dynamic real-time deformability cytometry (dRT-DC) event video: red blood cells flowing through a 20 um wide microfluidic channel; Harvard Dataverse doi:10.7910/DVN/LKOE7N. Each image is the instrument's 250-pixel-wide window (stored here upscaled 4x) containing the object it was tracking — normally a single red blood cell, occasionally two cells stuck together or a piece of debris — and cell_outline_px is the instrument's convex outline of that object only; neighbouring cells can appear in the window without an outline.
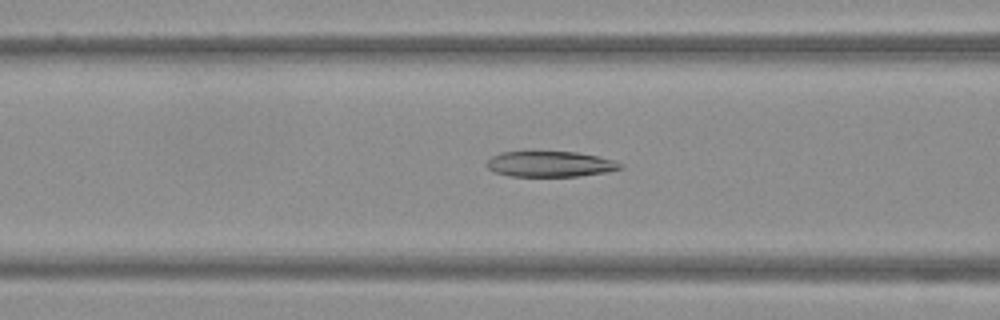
{"species": "Egyptian fruit bat (a non-hibernating species)", "species_latin": "Rousettus aegyptiacus", "temperature_condition": "warm", "stored_images_in_passage": 39, "camera_frame_rate_fps": 3000, "um_per_image_px": 0.085, "frame": {"image": 1, "passage_image": 9, "time_ms": 2.667, "image_size_px": [1000, 320], "cell_outline_px": [[624, 168], [604, 172], [580, 176], [512, 176], [492, 172], [484, 164], [492, 156], [500, 152], [532, 148], [576, 152], [616, 160], [624, 164]], "centroid_in_image_um": [46.7, 13.89], "position_along_channel_um": 119.9, "area_um2": 21.1}}
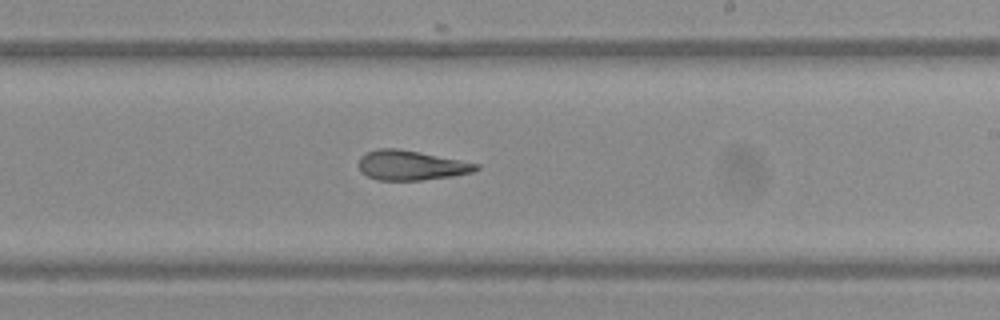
{"frame": {"image": 2, "passage_image": 19, "time_ms": 6.0, "image_size_px": [1000, 320], "cell_outline_px": [[480, 168], [472, 172], [452, 176], [420, 180], [376, 180], [360, 172], [360, 156], [368, 152], [380, 148], [396, 148], [460, 160], [480, 164]], "centroid_in_image_um": [34.94, 14.06], "position_along_channel_um": 254.1, "area_um2": 20.06}}
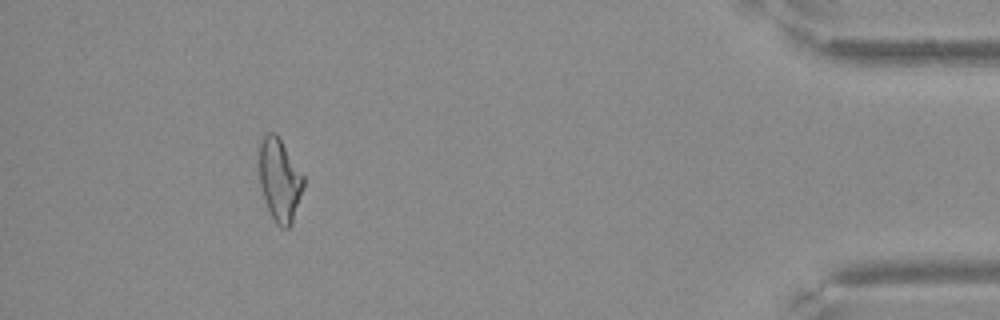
{"frame": {"image": 3, "passage_image": 35, "time_ms": 11.333, "image_size_px": [1000, 320], "cell_outline_px": [[304, 184], [292, 224], [288, 228], [280, 228], [276, 224], [268, 208], [260, 184], [260, 144], [264, 136], [268, 132], [276, 132], [304, 176]], "centroid_in_image_um": [23.78, 15.3], "position_along_channel_um": 411.4, "area_um2": 21.04}}